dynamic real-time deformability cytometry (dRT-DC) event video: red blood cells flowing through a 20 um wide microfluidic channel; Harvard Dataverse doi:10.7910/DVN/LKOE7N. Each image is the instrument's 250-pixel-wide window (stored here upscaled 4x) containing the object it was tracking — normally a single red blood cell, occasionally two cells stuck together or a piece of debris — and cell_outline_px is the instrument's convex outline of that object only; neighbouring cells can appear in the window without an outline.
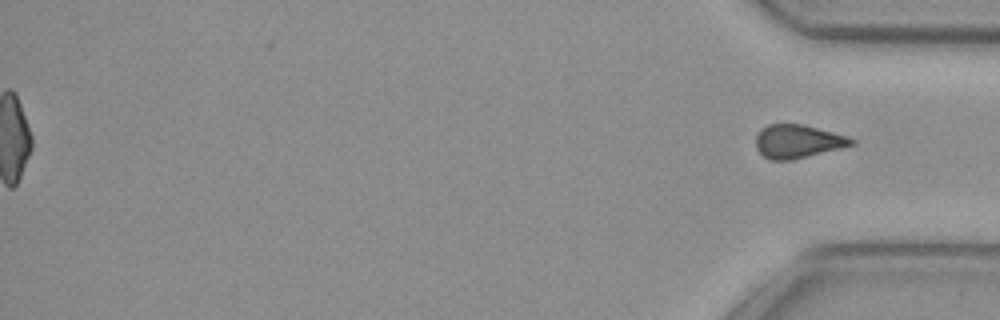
{"species": "common noctule bat (a hibernating species)", "species_latin": "Nyctalus noctula", "temperature_condition": "cold", "stored_images_in_passage": 55, "segment_of_instrument_passage": [2, 2], "camera_frame_rate_fps": 3000, "um_per_image_px": 0.085, "animal": {"sex": "female", "body_mass_g": 29.2, "forearm_length_mm": 56.3}, "frame": {"image": 1, "passage_image": 55, "time_ms": 18.0, "image_size_px": [1000, 320], "cell_outline_px": [[856, 144], [792, 160], [768, 160], [756, 148], [756, 136], [768, 124], [800, 124], [848, 136], [856, 140]], "centroid_in_image_um": [67.82, 12.03], "position_along_channel_um": 367.4, "area_um2": 18.38}}